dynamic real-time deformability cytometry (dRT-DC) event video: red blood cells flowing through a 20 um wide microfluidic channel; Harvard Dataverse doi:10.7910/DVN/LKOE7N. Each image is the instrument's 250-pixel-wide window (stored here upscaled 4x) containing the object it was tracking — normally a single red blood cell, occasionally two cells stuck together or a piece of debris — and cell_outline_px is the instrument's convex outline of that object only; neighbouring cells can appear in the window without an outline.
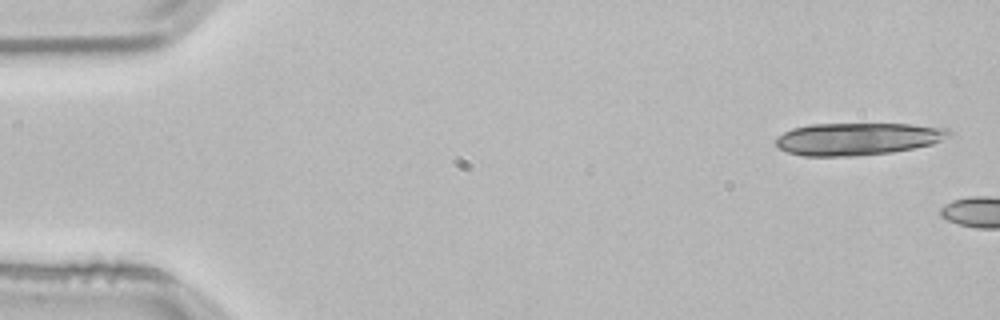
{"species": "common noctule bat (a hibernating species)", "species_latin": "Nyctalus noctula", "temperature_condition": "room temperature", "stored_images_in_passage": 2, "camera_frame_rate_fps": 3000, "um_per_image_px": 0.085, "animal": {"sex": "male", "body_mass_g": 21.5, "forearm_length_mm": 52.0}, "frame": {"image": 1, "passage_image": 1, "time_ms": 0.0, "image_size_px": [1000, 320], "cell_outline_px": [[952, 136], [932, 144], [892, 152], [856, 156], [804, 156], [788, 152], [780, 148], [776, 144], [776, 136], [792, 128], [808, 124], [912, 124], [948, 128], [952, 132]], "centroid_in_image_um": [72.92, 11.8], "position_along_channel_um": 12.1, "area_um2": 32.83}}